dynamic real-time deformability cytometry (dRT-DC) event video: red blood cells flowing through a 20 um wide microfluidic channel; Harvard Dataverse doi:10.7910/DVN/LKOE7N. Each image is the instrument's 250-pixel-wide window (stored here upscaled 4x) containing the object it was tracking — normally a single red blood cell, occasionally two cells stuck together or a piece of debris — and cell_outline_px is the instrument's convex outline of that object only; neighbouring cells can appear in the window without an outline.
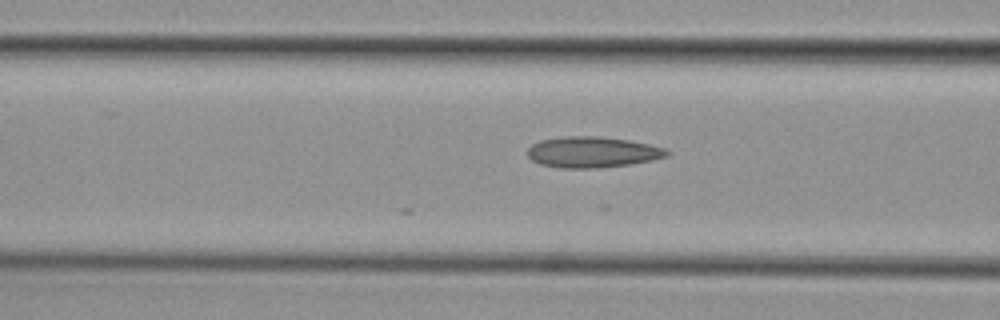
{"species": "common noctule bat (a hibernating species)", "species_latin": "Nyctalus noctula", "temperature_condition": "cold", "stored_images_in_passage": 10, "camera_frame_rate_fps": 3000, "um_per_image_px": 0.085, "animal": {"sex": "female", "body_mass_g": 29.2, "forearm_length_mm": 56.3}, "frame": {"image": 1, "passage_image": 4, "time_ms": 1.0, "image_size_px": [1000, 320], "cell_outline_px": [[672, 152], [668, 156], [652, 160], [628, 164], [596, 168], [560, 168], [540, 164], [532, 160], [528, 156], [528, 148], [532, 144], [540, 140], [564, 136], [596, 136], [628, 140], [648, 144], [664, 148]], "centroid_in_image_um": [50.34, 12.93], "position_along_channel_um": 116.3, "area_um2": 25.03}}
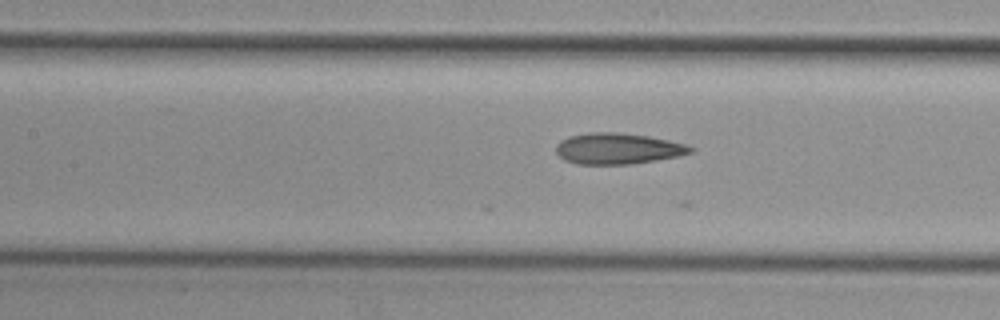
{"frame": {"image": 2, "passage_image": 7, "time_ms": 2.0, "image_size_px": [1000, 320], "cell_outline_px": [[696, 152], [656, 160], [632, 164], [576, 164], [564, 160], [556, 152], [556, 144], [560, 140], [568, 136], [588, 132], [616, 132], [648, 136], [668, 140], [684, 144], [696, 148]], "centroid_in_image_um": [52.5, 12.63], "position_along_channel_um": 154.9, "area_um2": 24.45}}